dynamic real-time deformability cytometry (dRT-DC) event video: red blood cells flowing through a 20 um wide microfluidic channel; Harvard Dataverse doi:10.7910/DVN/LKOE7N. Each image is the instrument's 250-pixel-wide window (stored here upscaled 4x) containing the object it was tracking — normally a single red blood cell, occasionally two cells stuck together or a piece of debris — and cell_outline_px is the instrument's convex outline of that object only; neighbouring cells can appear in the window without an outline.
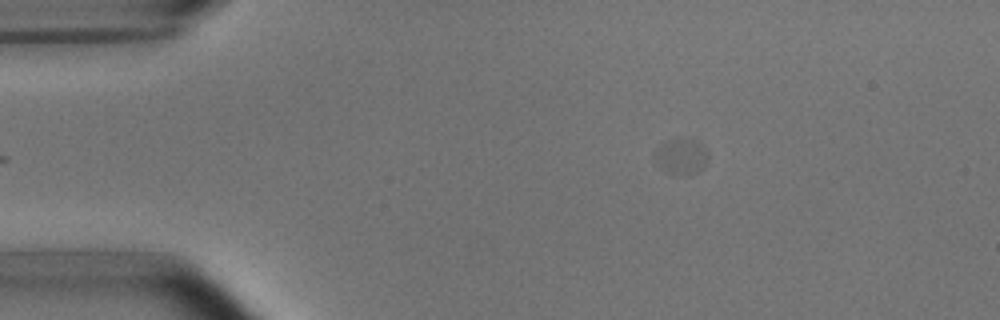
{"species": "common noctule bat (a hibernating species)", "species_latin": "Nyctalus noctula", "temperature_condition": "room temperature", "stored_images_in_passage": 2, "camera_frame_rate_fps": 3000, "um_per_image_px": 0.085, "animal": {"sex": "male", "body_mass_g": 15.6}, "frame": {"image": 1, "passage_image": 2, "time_ms": 1.0, "image_size_px": [1000, 320], "cell_outline_px": [[708, 160], [700, 168], [684, 176], [668, 172], [660, 168], [656, 164], [652, 156], [660, 144], [664, 140], [676, 136], [704, 144]], "centroid_in_image_um": [57.82, 13.25], "position_along_channel_um": 27.2, "area_um2": 11.27}}